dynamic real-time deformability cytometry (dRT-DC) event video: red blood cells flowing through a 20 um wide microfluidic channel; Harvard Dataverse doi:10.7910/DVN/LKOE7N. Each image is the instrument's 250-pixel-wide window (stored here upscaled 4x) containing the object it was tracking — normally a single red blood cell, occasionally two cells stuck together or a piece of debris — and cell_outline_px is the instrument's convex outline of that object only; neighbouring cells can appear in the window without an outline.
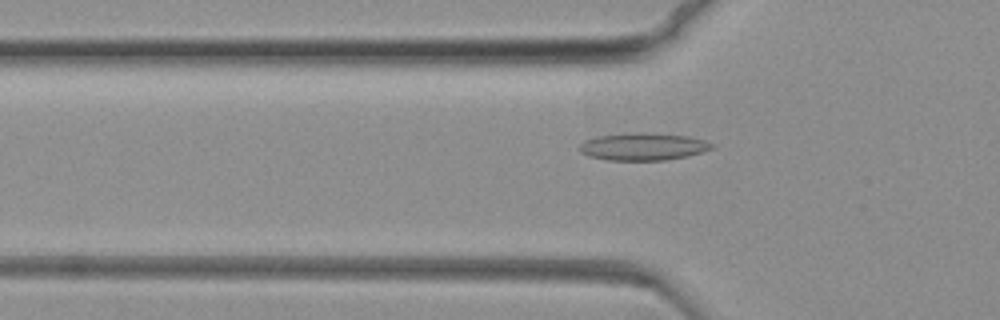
{"species": "common noctule bat (a hibernating species)", "species_latin": "Nyctalus noctula", "temperature_condition": "warm", "stored_images_in_passage": 62, "camera_frame_rate_fps": 3000, "um_per_image_px": 0.085, "animal": {"sex": "female", "body_mass_g": 19.3, "forearm_length_mm": 54.1}, "frame": {"image": 1, "passage_image": 16, "time_ms": 5.0, "image_size_px": [1000, 320], "cell_outline_px": [[712, 148], [688, 156], [664, 160], [608, 160], [588, 156], [580, 152], [576, 148], [584, 140], [596, 136], [632, 132], [640, 132], [688, 136], [704, 140], [712, 144]], "centroid_in_image_um": [54.58, 12.46], "position_along_channel_um": 71.2, "area_um2": 21.15}}
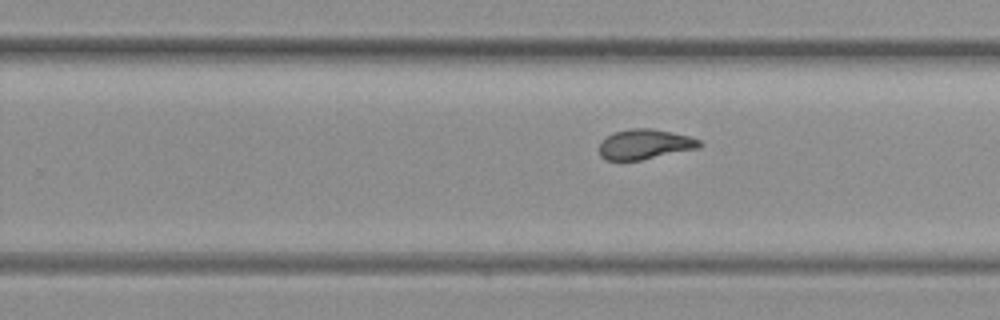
{"frame": {"image": 2, "passage_image": 39, "time_ms": 12.667, "image_size_px": [1000, 320], "cell_outline_px": [[704, 144], [700, 148], [640, 160], [604, 160], [600, 156], [600, 144], [612, 132], [632, 128], [652, 128], [688, 136], [700, 140]], "centroid_in_image_um": [54.83, 12.26], "position_along_channel_um": 275.0, "area_um2": 17.51}}
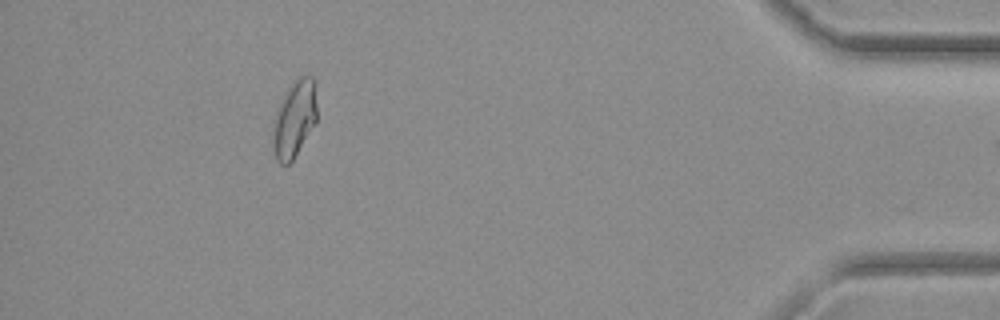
{"frame": {"image": 3, "passage_image": 61, "time_ms": 20.0, "image_size_px": [1000, 320], "cell_outline_px": [[316, 124], [292, 160], [288, 164], [280, 164], [276, 160], [272, 144], [272, 136], [276, 112], [292, 80], [300, 76], [312, 76], [316, 80]], "centroid_in_image_um": [25.04, 10.09], "position_along_channel_um": 410.2, "area_um2": 19.83}}